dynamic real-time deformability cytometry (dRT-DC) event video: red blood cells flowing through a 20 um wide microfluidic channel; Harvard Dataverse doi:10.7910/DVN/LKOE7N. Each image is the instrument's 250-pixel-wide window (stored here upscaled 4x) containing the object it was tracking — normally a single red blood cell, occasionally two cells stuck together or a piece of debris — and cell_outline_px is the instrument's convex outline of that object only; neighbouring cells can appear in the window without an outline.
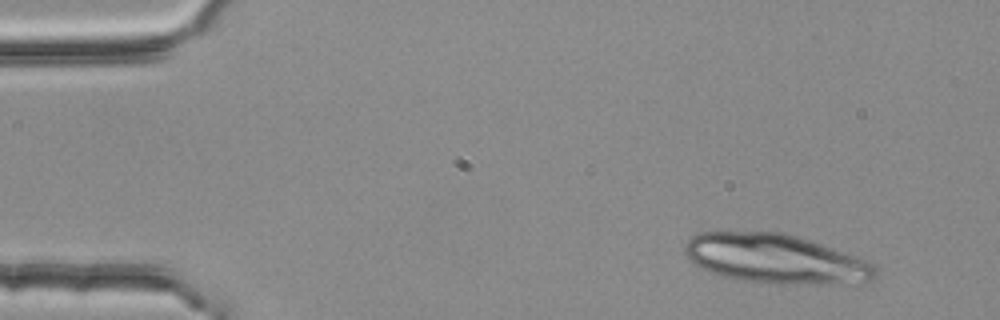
{"species": "common noctule bat (a hibernating species)", "species_latin": "Nyctalus noctula", "temperature_condition": "room temperature", "stored_images_in_passage": 4, "camera_frame_rate_fps": 3000, "um_per_image_px": 0.085, "animal": {"sex": "female", "body_mass_g": 25.1}, "frame": {"image": 1, "passage_image": 1, "time_ms": 0.0, "image_size_px": [1000, 320], "cell_outline_px": [[876, 276], [872, 280], [824, 284], [784, 284], [744, 280], [720, 276], [700, 268], [684, 256], [684, 244], [692, 236], [700, 232], [780, 232], [796, 236], [856, 256], [872, 264], [876, 268]], "centroid_in_image_um": [65.84, 22.0], "position_along_channel_um": 19.2, "area_um2": 54.27}}